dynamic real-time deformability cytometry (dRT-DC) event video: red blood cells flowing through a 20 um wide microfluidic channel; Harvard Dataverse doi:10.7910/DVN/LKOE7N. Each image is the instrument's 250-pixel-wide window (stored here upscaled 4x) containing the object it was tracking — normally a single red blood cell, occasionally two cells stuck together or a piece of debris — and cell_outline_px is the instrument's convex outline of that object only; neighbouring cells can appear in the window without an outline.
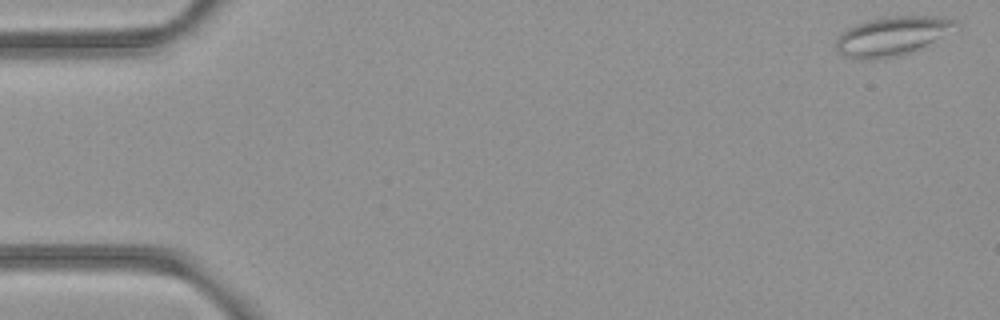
{"species": "common noctule bat (a hibernating species)", "species_latin": "Nyctalus noctula", "temperature_condition": "room temperature", "stored_images_in_passage": 4, "camera_frame_rate_fps": 3000, "um_per_image_px": 0.085, "animal": {"sex": "female", "body_mass_g": 21.9}, "frame": {"image": 1, "passage_image": 1, "time_ms": 0.0, "image_size_px": [1000, 320], "cell_outline_px": [[960, 28], [916, 48], [904, 52], [888, 56], [864, 60], [844, 56], [836, 48], [836, 40], [848, 28], [856, 24], [868, 20], [884, 16], [944, 16], [956, 20], [960, 24]], "centroid_in_image_um": [75.86, 3.01], "position_along_channel_um": 9.1, "area_um2": 26.53}}